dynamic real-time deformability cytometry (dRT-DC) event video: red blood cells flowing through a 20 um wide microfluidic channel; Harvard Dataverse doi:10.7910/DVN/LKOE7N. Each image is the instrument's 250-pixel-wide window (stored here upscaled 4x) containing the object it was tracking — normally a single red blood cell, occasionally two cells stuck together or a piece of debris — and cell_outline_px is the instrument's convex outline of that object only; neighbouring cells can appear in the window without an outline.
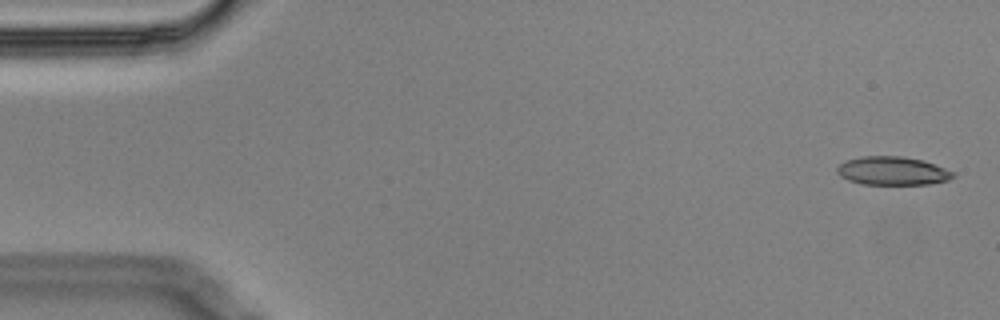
{"species": "Egyptian fruit bat (a non-hibernating species)", "species_latin": "Rousettus aegyptiacus", "temperature_condition": "cold", "stored_images_in_passage": 5, "camera_frame_rate_fps": 3000, "um_per_image_px": 0.085, "animal": {"sex": "male"}, "frame": {"image": 1, "passage_image": 1, "time_ms": 0.0, "image_size_px": [1000, 320], "cell_outline_px": [[956, 176], [948, 180], [928, 184], [860, 184], [848, 180], [840, 176], [836, 172], [836, 168], [844, 160], [860, 156], [900, 156], [920, 160], [956, 172]], "centroid_in_image_um": [75.82, 14.52], "position_along_channel_um": 9.2, "area_um2": 19.25}}
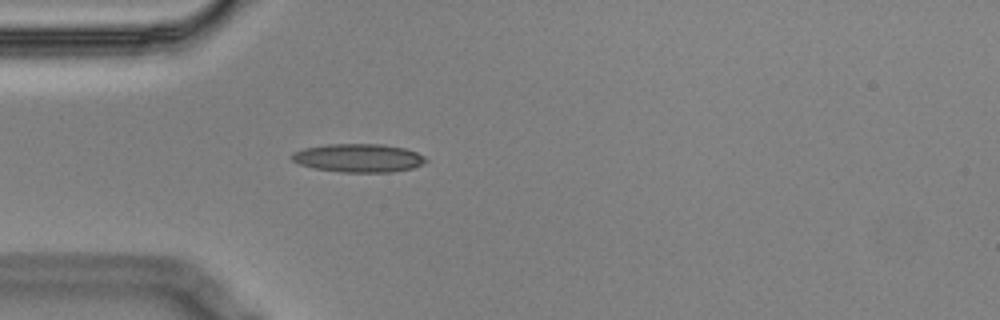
{"frame": {"image": 2, "passage_image": 5, "time_ms": 1.333, "image_size_px": [1000, 320], "cell_outline_px": [[428, 160], [424, 164], [412, 168], [392, 172], [340, 172], [316, 168], [300, 164], [292, 160], [288, 156], [292, 152], [304, 148], [328, 144], [384, 144], [404, 148], [416, 152], [424, 156]], "centroid_in_image_um": [30.47, 13.42], "position_along_channel_um": 54.5, "area_um2": 22.25}}